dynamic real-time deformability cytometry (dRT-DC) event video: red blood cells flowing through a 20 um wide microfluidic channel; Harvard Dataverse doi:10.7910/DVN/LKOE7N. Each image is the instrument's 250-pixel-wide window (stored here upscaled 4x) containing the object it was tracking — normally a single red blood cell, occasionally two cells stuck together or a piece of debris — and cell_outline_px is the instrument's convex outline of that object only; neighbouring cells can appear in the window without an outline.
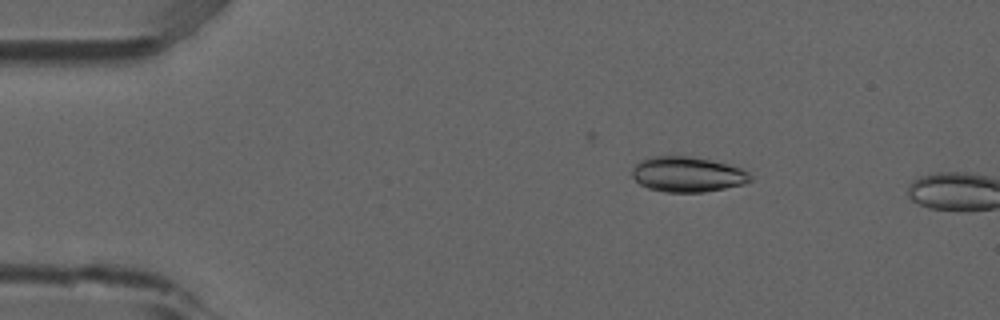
{"species": "common noctule bat (a hibernating species)", "species_latin": "Nyctalus noctula", "temperature_condition": "room temperature", "stored_images_in_passage": 4, "camera_frame_rate_fps": 3000, "um_per_image_px": 0.085, "animal": {"sex": "male", "forearm_length_mm": 52.5}, "frame": {"image": 1, "passage_image": 3, "time_ms": 0.667, "image_size_px": [1000, 320], "cell_outline_px": [[752, 180], [744, 184], [704, 192], [668, 192], [648, 188], [640, 184], [632, 176], [632, 168], [640, 160], [652, 156], [688, 156], [712, 160], [728, 164], [740, 168], [748, 172], [752, 176]], "centroid_in_image_um": [58.44, 14.81], "position_along_channel_um": 26.6, "area_um2": 24.28}}